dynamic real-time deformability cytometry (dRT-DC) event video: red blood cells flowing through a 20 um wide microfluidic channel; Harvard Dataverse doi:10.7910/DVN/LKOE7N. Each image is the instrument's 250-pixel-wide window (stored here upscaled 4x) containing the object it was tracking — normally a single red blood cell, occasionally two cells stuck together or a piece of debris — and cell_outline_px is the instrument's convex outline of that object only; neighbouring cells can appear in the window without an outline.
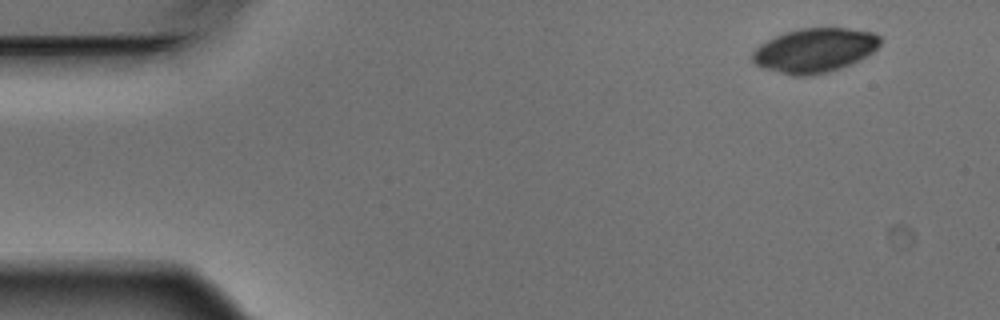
{"species": "Egyptian fruit bat (a non-hibernating species)", "species_latin": "Rousettus aegyptiacus", "temperature_condition": "warm", "stored_images_in_passage": 4, "camera_frame_rate_fps": 3000, "um_per_image_px": 0.085, "animal": {"sex": "male"}, "frame": {"image": 1, "passage_image": 1, "time_ms": 0.0, "image_size_px": [1000, 320], "cell_outline_px": [[880, 44], [872, 52], [840, 68], [808, 76], [796, 76], [764, 68], [756, 64], [752, 60], [752, 52], [760, 44], [784, 32], [800, 28], [844, 28], [872, 32], [880, 36]], "centroid_in_image_um": [69.21, 4.26], "position_along_channel_um": 15.8, "area_um2": 32.37}}
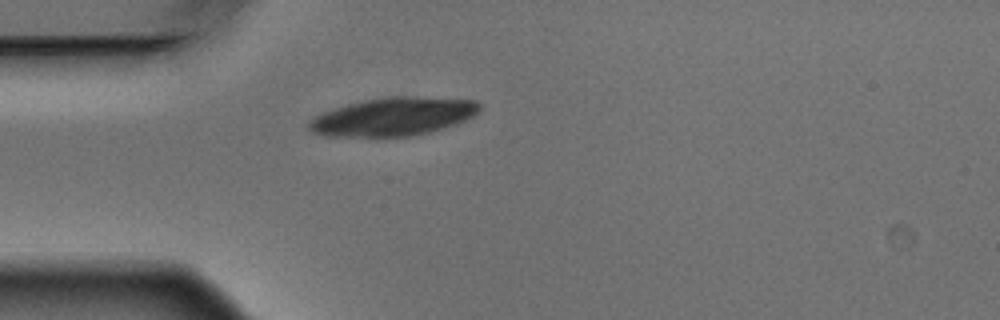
{"frame": {"image": 2, "passage_image": 4, "time_ms": 1.0, "image_size_px": [1000, 320], "cell_outline_px": [[480, 108], [472, 116], [464, 120], [428, 132], [408, 136], [324, 136], [312, 132], [308, 128], [308, 120], [324, 112], [348, 104], [364, 100], [384, 96], [416, 96], [476, 100], [480, 104]], "centroid_in_image_um": [33.39, 9.9], "position_along_channel_um": 51.6, "area_um2": 37.63}}